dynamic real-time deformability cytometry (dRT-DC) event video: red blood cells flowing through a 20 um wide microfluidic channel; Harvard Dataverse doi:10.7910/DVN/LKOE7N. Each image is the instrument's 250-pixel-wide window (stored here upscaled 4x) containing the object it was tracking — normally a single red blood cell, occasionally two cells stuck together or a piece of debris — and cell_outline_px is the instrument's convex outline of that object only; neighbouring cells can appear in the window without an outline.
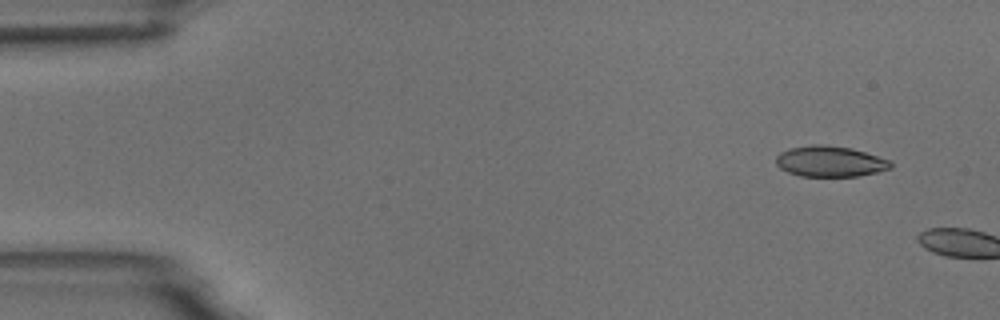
{"species": "common noctule bat (a hibernating species)", "species_latin": "Nyctalus noctula", "temperature_condition": "room temperature", "stored_images_in_passage": 2, "camera_frame_rate_fps": 3000, "um_per_image_px": 0.085, "animal": {"sex": "male", "body_mass_g": 18.8}, "frame": {"image": 1, "passage_image": 1, "time_ms": 0.0, "image_size_px": [1000, 320], "cell_outline_px": [[892, 168], [876, 172], [856, 176], [800, 176], [788, 172], [780, 168], [776, 164], [776, 156], [780, 152], [788, 148], [812, 144], [824, 144], [852, 148], [888, 160], [892, 164]], "centroid_in_image_um": [70.5, 13.71], "position_along_channel_um": 14.5, "area_um2": 20.52}}